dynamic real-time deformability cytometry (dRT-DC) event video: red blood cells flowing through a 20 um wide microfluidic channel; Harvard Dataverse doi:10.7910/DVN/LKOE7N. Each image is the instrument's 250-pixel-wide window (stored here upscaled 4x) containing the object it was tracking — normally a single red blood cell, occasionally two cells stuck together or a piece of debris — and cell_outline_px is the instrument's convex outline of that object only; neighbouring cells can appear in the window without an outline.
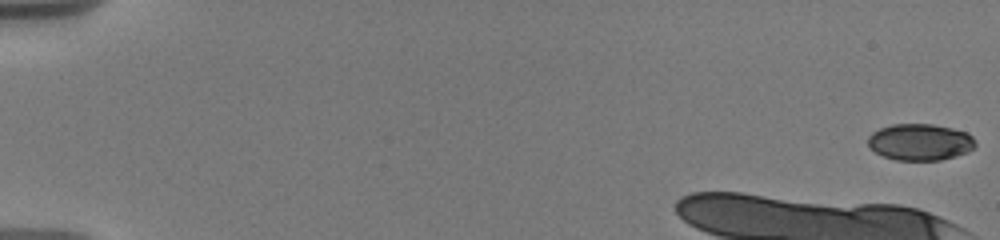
{"species": "human", "species_latin": "Homo sapiens", "temperature_condition": "warm", "stored_images_in_passage": 16, "camera_frame_rate_fps": 3000, "um_per_image_px": 0.085, "donor": {"sex": "male"}, "frame": {"image": 1, "passage_image": 1, "time_ms": 0.0, "image_size_px": [1000, 240], "cell_outline_px": [[976, 144], [968, 152], [956, 156], [940, 160], [896, 160], [884, 156], [876, 152], [868, 144], [868, 136], [872, 132], [880, 128], [892, 124], [932, 124], [952, 128], [968, 132], [972, 136]], "centroid_in_image_um": [78.22, 12.07], "position_along_channel_um": 6.8, "area_um2": 22.89}}